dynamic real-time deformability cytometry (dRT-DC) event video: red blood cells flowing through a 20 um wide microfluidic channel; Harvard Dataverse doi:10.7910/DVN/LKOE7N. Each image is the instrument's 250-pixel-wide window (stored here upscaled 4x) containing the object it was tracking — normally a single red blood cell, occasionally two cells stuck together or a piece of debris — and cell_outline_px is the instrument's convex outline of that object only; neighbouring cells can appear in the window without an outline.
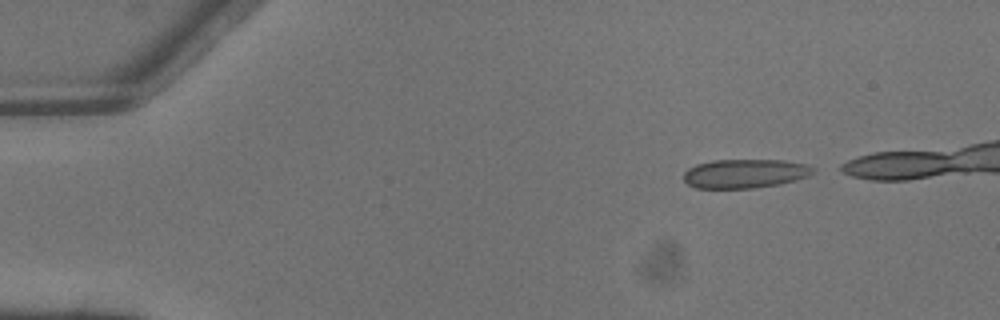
{"species": "common noctule bat (a hibernating species)", "species_latin": "Nyctalus noctula", "temperature_condition": "warm", "stored_images_in_passage": 4, "camera_frame_rate_fps": 3000, "um_per_image_px": 0.085, "animal": {"sex": "male", "body_mass_g": 13.3}, "frame": {"image": 1, "passage_image": 1, "time_ms": 0.0, "image_size_px": [1000, 320], "cell_outline_px": [[816, 168], [808, 176], [796, 180], [780, 184], [752, 188], [696, 188], [688, 184], [684, 180], [684, 172], [688, 168], [696, 164], [712, 160], [784, 160], [804, 164]], "centroid_in_image_um": [63.3, 14.75], "position_along_channel_um": 21.7, "area_um2": 21.85}}